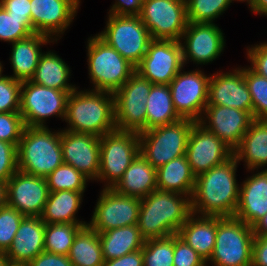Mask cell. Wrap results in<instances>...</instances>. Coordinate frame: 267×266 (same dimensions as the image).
<instances>
[{
    "label": "cell",
    "instance_id": "11a10c76",
    "mask_svg": "<svg viewBox=\"0 0 267 266\" xmlns=\"http://www.w3.org/2000/svg\"><path fill=\"white\" fill-rule=\"evenodd\" d=\"M7 205V183L0 181V208Z\"/></svg>",
    "mask_w": 267,
    "mask_h": 266
},
{
    "label": "cell",
    "instance_id": "d4e9b609",
    "mask_svg": "<svg viewBox=\"0 0 267 266\" xmlns=\"http://www.w3.org/2000/svg\"><path fill=\"white\" fill-rule=\"evenodd\" d=\"M50 43L57 44L58 41L40 33L31 34L25 39L11 43L9 63L13 74L9 76L21 82L30 80L35 73L40 56L43 54L42 47L47 44L51 45Z\"/></svg>",
    "mask_w": 267,
    "mask_h": 266
},
{
    "label": "cell",
    "instance_id": "2e32d148",
    "mask_svg": "<svg viewBox=\"0 0 267 266\" xmlns=\"http://www.w3.org/2000/svg\"><path fill=\"white\" fill-rule=\"evenodd\" d=\"M183 67L180 41L152 39L135 69L152 84L169 85Z\"/></svg>",
    "mask_w": 267,
    "mask_h": 266
},
{
    "label": "cell",
    "instance_id": "1f68e13d",
    "mask_svg": "<svg viewBox=\"0 0 267 266\" xmlns=\"http://www.w3.org/2000/svg\"><path fill=\"white\" fill-rule=\"evenodd\" d=\"M99 239L105 261L141 250L145 243L137 225L119 227L99 233Z\"/></svg>",
    "mask_w": 267,
    "mask_h": 266
},
{
    "label": "cell",
    "instance_id": "9a60e30c",
    "mask_svg": "<svg viewBox=\"0 0 267 266\" xmlns=\"http://www.w3.org/2000/svg\"><path fill=\"white\" fill-rule=\"evenodd\" d=\"M224 35L217 24L188 22L180 39L184 67L193 62L201 68L216 61L225 50Z\"/></svg>",
    "mask_w": 267,
    "mask_h": 266
},
{
    "label": "cell",
    "instance_id": "9f6ffc18",
    "mask_svg": "<svg viewBox=\"0 0 267 266\" xmlns=\"http://www.w3.org/2000/svg\"><path fill=\"white\" fill-rule=\"evenodd\" d=\"M10 260L7 258L6 252H0V266H11Z\"/></svg>",
    "mask_w": 267,
    "mask_h": 266
},
{
    "label": "cell",
    "instance_id": "ee69618b",
    "mask_svg": "<svg viewBox=\"0 0 267 266\" xmlns=\"http://www.w3.org/2000/svg\"><path fill=\"white\" fill-rule=\"evenodd\" d=\"M173 266H207V264L191 246L175 234Z\"/></svg>",
    "mask_w": 267,
    "mask_h": 266
},
{
    "label": "cell",
    "instance_id": "52a82bcc",
    "mask_svg": "<svg viewBox=\"0 0 267 266\" xmlns=\"http://www.w3.org/2000/svg\"><path fill=\"white\" fill-rule=\"evenodd\" d=\"M196 121L181 119L173 124L139 133L140 153L155 168L186 155L187 142Z\"/></svg>",
    "mask_w": 267,
    "mask_h": 266
},
{
    "label": "cell",
    "instance_id": "7c38bea8",
    "mask_svg": "<svg viewBox=\"0 0 267 266\" xmlns=\"http://www.w3.org/2000/svg\"><path fill=\"white\" fill-rule=\"evenodd\" d=\"M200 69L183 67L169 84L174 109L182 119L199 121L207 106L211 73Z\"/></svg>",
    "mask_w": 267,
    "mask_h": 266
},
{
    "label": "cell",
    "instance_id": "8d00e7d4",
    "mask_svg": "<svg viewBox=\"0 0 267 266\" xmlns=\"http://www.w3.org/2000/svg\"><path fill=\"white\" fill-rule=\"evenodd\" d=\"M230 5L229 0H186L187 20L215 24Z\"/></svg>",
    "mask_w": 267,
    "mask_h": 266
},
{
    "label": "cell",
    "instance_id": "74e56055",
    "mask_svg": "<svg viewBox=\"0 0 267 266\" xmlns=\"http://www.w3.org/2000/svg\"><path fill=\"white\" fill-rule=\"evenodd\" d=\"M141 250L143 266H173L174 235L146 240Z\"/></svg>",
    "mask_w": 267,
    "mask_h": 266
},
{
    "label": "cell",
    "instance_id": "484cf974",
    "mask_svg": "<svg viewBox=\"0 0 267 266\" xmlns=\"http://www.w3.org/2000/svg\"><path fill=\"white\" fill-rule=\"evenodd\" d=\"M246 170L267 169V120L254 119L239 146L233 151Z\"/></svg>",
    "mask_w": 267,
    "mask_h": 266
},
{
    "label": "cell",
    "instance_id": "44dd1931",
    "mask_svg": "<svg viewBox=\"0 0 267 266\" xmlns=\"http://www.w3.org/2000/svg\"><path fill=\"white\" fill-rule=\"evenodd\" d=\"M207 105H220L248 111L252 115L253 104L244 79V66L211 74Z\"/></svg>",
    "mask_w": 267,
    "mask_h": 266
},
{
    "label": "cell",
    "instance_id": "7dc6e473",
    "mask_svg": "<svg viewBox=\"0 0 267 266\" xmlns=\"http://www.w3.org/2000/svg\"><path fill=\"white\" fill-rule=\"evenodd\" d=\"M144 0H115L107 14L139 16Z\"/></svg>",
    "mask_w": 267,
    "mask_h": 266
},
{
    "label": "cell",
    "instance_id": "30bf717a",
    "mask_svg": "<svg viewBox=\"0 0 267 266\" xmlns=\"http://www.w3.org/2000/svg\"><path fill=\"white\" fill-rule=\"evenodd\" d=\"M68 96L66 91L22 81L19 113L25 126L48 127L50 117L64 121Z\"/></svg>",
    "mask_w": 267,
    "mask_h": 266
},
{
    "label": "cell",
    "instance_id": "d6986e66",
    "mask_svg": "<svg viewBox=\"0 0 267 266\" xmlns=\"http://www.w3.org/2000/svg\"><path fill=\"white\" fill-rule=\"evenodd\" d=\"M60 142L63 163L96 182L100 170V137L60 128Z\"/></svg>",
    "mask_w": 267,
    "mask_h": 266
},
{
    "label": "cell",
    "instance_id": "f1b7e54d",
    "mask_svg": "<svg viewBox=\"0 0 267 266\" xmlns=\"http://www.w3.org/2000/svg\"><path fill=\"white\" fill-rule=\"evenodd\" d=\"M71 68L57 54L55 50L43 51L33 77L30 79L35 84L57 90L66 91L69 94L78 86L70 82Z\"/></svg>",
    "mask_w": 267,
    "mask_h": 266
},
{
    "label": "cell",
    "instance_id": "f546056e",
    "mask_svg": "<svg viewBox=\"0 0 267 266\" xmlns=\"http://www.w3.org/2000/svg\"><path fill=\"white\" fill-rule=\"evenodd\" d=\"M83 198L84 192L68 190L49 192L40 218L45 224L88 223L78 218V210L81 208Z\"/></svg>",
    "mask_w": 267,
    "mask_h": 266
},
{
    "label": "cell",
    "instance_id": "ac0fdd59",
    "mask_svg": "<svg viewBox=\"0 0 267 266\" xmlns=\"http://www.w3.org/2000/svg\"><path fill=\"white\" fill-rule=\"evenodd\" d=\"M80 5L78 0H30L33 32L60 40L73 24Z\"/></svg>",
    "mask_w": 267,
    "mask_h": 266
},
{
    "label": "cell",
    "instance_id": "f35d334b",
    "mask_svg": "<svg viewBox=\"0 0 267 266\" xmlns=\"http://www.w3.org/2000/svg\"><path fill=\"white\" fill-rule=\"evenodd\" d=\"M244 79L251 95L254 119L267 120V78L258 75L249 66H244Z\"/></svg>",
    "mask_w": 267,
    "mask_h": 266
},
{
    "label": "cell",
    "instance_id": "f907efd6",
    "mask_svg": "<svg viewBox=\"0 0 267 266\" xmlns=\"http://www.w3.org/2000/svg\"><path fill=\"white\" fill-rule=\"evenodd\" d=\"M251 266H267V236L254 237Z\"/></svg>",
    "mask_w": 267,
    "mask_h": 266
},
{
    "label": "cell",
    "instance_id": "f5cc1de1",
    "mask_svg": "<svg viewBox=\"0 0 267 266\" xmlns=\"http://www.w3.org/2000/svg\"><path fill=\"white\" fill-rule=\"evenodd\" d=\"M252 231L254 236H267V213L252 226Z\"/></svg>",
    "mask_w": 267,
    "mask_h": 266
},
{
    "label": "cell",
    "instance_id": "4fadbf2b",
    "mask_svg": "<svg viewBox=\"0 0 267 266\" xmlns=\"http://www.w3.org/2000/svg\"><path fill=\"white\" fill-rule=\"evenodd\" d=\"M139 16L152 39L180 41L188 24L186 0H144Z\"/></svg>",
    "mask_w": 267,
    "mask_h": 266
},
{
    "label": "cell",
    "instance_id": "ba28073f",
    "mask_svg": "<svg viewBox=\"0 0 267 266\" xmlns=\"http://www.w3.org/2000/svg\"><path fill=\"white\" fill-rule=\"evenodd\" d=\"M106 19L104 29L96 35L136 67L152 40L140 16L107 14Z\"/></svg>",
    "mask_w": 267,
    "mask_h": 266
},
{
    "label": "cell",
    "instance_id": "680465c9",
    "mask_svg": "<svg viewBox=\"0 0 267 266\" xmlns=\"http://www.w3.org/2000/svg\"><path fill=\"white\" fill-rule=\"evenodd\" d=\"M3 61H0V79L3 78L5 75H4V64L2 63Z\"/></svg>",
    "mask_w": 267,
    "mask_h": 266
},
{
    "label": "cell",
    "instance_id": "9c48e42d",
    "mask_svg": "<svg viewBox=\"0 0 267 266\" xmlns=\"http://www.w3.org/2000/svg\"><path fill=\"white\" fill-rule=\"evenodd\" d=\"M140 153L139 133L115 129L100 137V170L97 183L113 188Z\"/></svg>",
    "mask_w": 267,
    "mask_h": 266
},
{
    "label": "cell",
    "instance_id": "f6af8a7d",
    "mask_svg": "<svg viewBox=\"0 0 267 266\" xmlns=\"http://www.w3.org/2000/svg\"><path fill=\"white\" fill-rule=\"evenodd\" d=\"M17 146L0 140V181L7 182L18 171Z\"/></svg>",
    "mask_w": 267,
    "mask_h": 266
},
{
    "label": "cell",
    "instance_id": "4316f807",
    "mask_svg": "<svg viewBox=\"0 0 267 266\" xmlns=\"http://www.w3.org/2000/svg\"><path fill=\"white\" fill-rule=\"evenodd\" d=\"M218 216L191 214L177 235L191 246L206 262L210 259L216 241Z\"/></svg>",
    "mask_w": 267,
    "mask_h": 266
},
{
    "label": "cell",
    "instance_id": "681fc988",
    "mask_svg": "<svg viewBox=\"0 0 267 266\" xmlns=\"http://www.w3.org/2000/svg\"><path fill=\"white\" fill-rule=\"evenodd\" d=\"M0 5L16 18H31L30 0H0Z\"/></svg>",
    "mask_w": 267,
    "mask_h": 266
},
{
    "label": "cell",
    "instance_id": "7a4b0ae2",
    "mask_svg": "<svg viewBox=\"0 0 267 266\" xmlns=\"http://www.w3.org/2000/svg\"><path fill=\"white\" fill-rule=\"evenodd\" d=\"M191 214L190 196L157 189L141 198L137 226L145 241L162 239L177 234Z\"/></svg>",
    "mask_w": 267,
    "mask_h": 266
},
{
    "label": "cell",
    "instance_id": "83f0119b",
    "mask_svg": "<svg viewBox=\"0 0 267 266\" xmlns=\"http://www.w3.org/2000/svg\"><path fill=\"white\" fill-rule=\"evenodd\" d=\"M113 189L121 195L144 198L157 190L156 169L139 153Z\"/></svg>",
    "mask_w": 267,
    "mask_h": 266
},
{
    "label": "cell",
    "instance_id": "7bdbcfd3",
    "mask_svg": "<svg viewBox=\"0 0 267 266\" xmlns=\"http://www.w3.org/2000/svg\"><path fill=\"white\" fill-rule=\"evenodd\" d=\"M25 127L23 117L19 112L0 113V140L18 147Z\"/></svg>",
    "mask_w": 267,
    "mask_h": 266
},
{
    "label": "cell",
    "instance_id": "c3c4849f",
    "mask_svg": "<svg viewBox=\"0 0 267 266\" xmlns=\"http://www.w3.org/2000/svg\"><path fill=\"white\" fill-rule=\"evenodd\" d=\"M27 266H73L72 262L66 255H59L54 253H49L43 251L32 261H30Z\"/></svg>",
    "mask_w": 267,
    "mask_h": 266
},
{
    "label": "cell",
    "instance_id": "d590c367",
    "mask_svg": "<svg viewBox=\"0 0 267 266\" xmlns=\"http://www.w3.org/2000/svg\"><path fill=\"white\" fill-rule=\"evenodd\" d=\"M49 192L62 190L86 192L87 185L91 182L72 165L62 163L53 172L45 177Z\"/></svg>",
    "mask_w": 267,
    "mask_h": 266
},
{
    "label": "cell",
    "instance_id": "db71d44e",
    "mask_svg": "<svg viewBox=\"0 0 267 266\" xmlns=\"http://www.w3.org/2000/svg\"><path fill=\"white\" fill-rule=\"evenodd\" d=\"M250 12L254 15L267 17V0H252Z\"/></svg>",
    "mask_w": 267,
    "mask_h": 266
},
{
    "label": "cell",
    "instance_id": "3957f363",
    "mask_svg": "<svg viewBox=\"0 0 267 266\" xmlns=\"http://www.w3.org/2000/svg\"><path fill=\"white\" fill-rule=\"evenodd\" d=\"M67 99L64 130L101 137L116 129L114 95L111 92L79 89Z\"/></svg>",
    "mask_w": 267,
    "mask_h": 266
},
{
    "label": "cell",
    "instance_id": "277c9868",
    "mask_svg": "<svg viewBox=\"0 0 267 266\" xmlns=\"http://www.w3.org/2000/svg\"><path fill=\"white\" fill-rule=\"evenodd\" d=\"M18 170L46 177L63 163L60 129L26 126L17 147Z\"/></svg>",
    "mask_w": 267,
    "mask_h": 266
},
{
    "label": "cell",
    "instance_id": "b9f144b4",
    "mask_svg": "<svg viewBox=\"0 0 267 266\" xmlns=\"http://www.w3.org/2000/svg\"><path fill=\"white\" fill-rule=\"evenodd\" d=\"M22 82L5 75L0 79V113L20 112Z\"/></svg>",
    "mask_w": 267,
    "mask_h": 266
},
{
    "label": "cell",
    "instance_id": "ab89813d",
    "mask_svg": "<svg viewBox=\"0 0 267 266\" xmlns=\"http://www.w3.org/2000/svg\"><path fill=\"white\" fill-rule=\"evenodd\" d=\"M31 34H34L31 18L13 17L0 5V41L11 44Z\"/></svg>",
    "mask_w": 267,
    "mask_h": 266
},
{
    "label": "cell",
    "instance_id": "4dcf8cb0",
    "mask_svg": "<svg viewBox=\"0 0 267 266\" xmlns=\"http://www.w3.org/2000/svg\"><path fill=\"white\" fill-rule=\"evenodd\" d=\"M196 176L186 155L175 158L156 169L157 189L192 197Z\"/></svg>",
    "mask_w": 267,
    "mask_h": 266
},
{
    "label": "cell",
    "instance_id": "91938a15",
    "mask_svg": "<svg viewBox=\"0 0 267 266\" xmlns=\"http://www.w3.org/2000/svg\"><path fill=\"white\" fill-rule=\"evenodd\" d=\"M11 266H27V265L12 264Z\"/></svg>",
    "mask_w": 267,
    "mask_h": 266
},
{
    "label": "cell",
    "instance_id": "836d02e7",
    "mask_svg": "<svg viewBox=\"0 0 267 266\" xmlns=\"http://www.w3.org/2000/svg\"><path fill=\"white\" fill-rule=\"evenodd\" d=\"M68 258L73 266H102L105 260L99 233L83 226L73 240Z\"/></svg>",
    "mask_w": 267,
    "mask_h": 266
},
{
    "label": "cell",
    "instance_id": "8fae6325",
    "mask_svg": "<svg viewBox=\"0 0 267 266\" xmlns=\"http://www.w3.org/2000/svg\"><path fill=\"white\" fill-rule=\"evenodd\" d=\"M152 85L135 71L124 85L113 93L116 129L136 133L146 131V104Z\"/></svg>",
    "mask_w": 267,
    "mask_h": 266
},
{
    "label": "cell",
    "instance_id": "e575fe53",
    "mask_svg": "<svg viewBox=\"0 0 267 266\" xmlns=\"http://www.w3.org/2000/svg\"><path fill=\"white\" fill-rule=\"evenodd\" d=\"M87 223L45 224L44 250L68 256L78 231Z\"/></svg>",
    "mask_w": 267,
    "mask_h": 266
},
{
    "label": "cell",
    "instance_id": "5bb4252c",
    "mask_svg": "<svg viewBox=\"0 0 267 266\" xmlns=\"http://www.w3.org/2000/svg\"><path fill=\"white\" fill-rule=\"evenodd\" d=\"M87 225L102 233L111 229L137 225L141 199L102 188Z\"/></svg>",
    "mask_w": 267,
    "mask_h": 266
},
{
    "label": "cell",
    "instance_id": "e0dca14e",
    "mask_svg": "<svg viewBox=\"0 0 267 266\" xmlns=\"http://www.w3.org/2000/svg\"><path fill=\"white\" fill-rule=\"evenodd\" d=\"M232 156L233 150L218 136L198 121L193 124L188 137L186 157L195 176L224 163Z\"/></svg>",
    "mask_w": 267,
    "mask_h": 266
},
{
    "label": "cell",
    "instance_id": "d6a6232c",
    "mask_svg": "<svg viewBox=\"0 0 267 266\" xmlns=\"http://www.w3.org/2000/svg\"><path fill=\"white\" fill-rule=\"evenodd\" d=\"M181 119L174 109L169 85L153 84L147 97L146 130L173 124Z\"/></svg>",
    "mask_w": 267,
    "mask_h": 266
},
{
    "label": "cell",
    "instance_id": "816d5d0a",
    "mask_svg": "<svg viewBox=\"0 0 267 266\" xmlns=\"http://www.w3.org/2000/svg\"><path fill=\"white\" fill-rule=\"evenodd\" d=\"M102 266H143L142 250H137L120 258L105 261Z\"/></svg>",
    "mask_w": 267,
    "mask_h": 266
},
{
    "label": "cell",
    "instance_id": "8992f818",
    "mask_svg": "<svg viewBox=\"0 0 267 266\" xmlns=\"http://www.w3.org/2000/svg\"><path fill=\"white\" fill-rule=\"evenodd\" d=\"M254 233L235 216L219 217L213 253L207 266H251Z\"/></svg>",
    "mask_w": 267,
    "mask_h": 266
},
{
    "label": "cell",
    "instance_id": "ffe728a7",
    "mask_svg": "<svg viewBox=\"0 0 267 266\" xmlns=\"http://www.w3.org/2000/svg\"><path fill=\"white\" fill-rule=\"evenodd\" d=\"M6 183L7 205L24 216H41L49 195L45 177L18 170Z\"/></svg>",
    "mask_w": 267,
    "mask_h": 266
},
{
    "label": "cell",
    "instance_id": "cb8c5ba5",
    "mask_svg": "<svg viewBox=\"0 0 267 266\" xmlns=\"http://www.w3.org/2000/svg\"><path fill=\"white\" fill-rule=\"evenodd\" d=\"M45 222L25 216L6 255L11 264L27 265L44 250Z\"/></svg>",
    "mask_w": 267,
    "mask_h": 266
},
{
    "label": "cell",
    "instance_id": "7402d4cb",
    "mask_svg": "<svg viewBox=\"0 0 267 266\" xmlns=\"http://www.w3.org/2000/svg\"><path fill=\"white\" fill-rule=\"evenodd\" d=\"M253 120V116L248 111L227 106L207 105L198 122L234 151Z\"/></svg>",
    "mask_w": 267,
    "mask_h": 266
},
{
    "label": "cell",
    "instance_id": "5b68a950",
    "mask_svg": "<svg viewBox=\"0 0 267 266\" xmlns=\"http://www.w3.org/2000/svg\"><path fill=\"white\" fill-rule=\"evenodd\" d=\"M86 56L89 89L114 93L136 71L135 66L96 34L87 39Z\"/></svg>",
    "mask_w": 267,
    "mask_h": 266
},
{
    "label": "cell",
    "instance_id": "bcb514c9",
    "mask_svg": "<svg viewBox=\"0 0 267 266\" xmlns=\"http://www.w3.org/2000/svg\"><path fill=\"white\" fill-rule=\"evenodd\" d=\"M248 65L258 75L267 78V41L246 46Z\"/></svg>",
    "mask_w": 267,
    "mask_h": 266
},
{
    "label": "cell",
    "instance_id": "6da1fadb",
    "mask_svg": "<svg viewBox=\"0 0 267 266\" xmlns=\"http://www.w3.org/2000/svg\"><path fill=\"white\" fill-rule=\"evenodd\" d=\"M238 161L233 155L224 163L200 173L195 179L191 210L200 216L232 217L238 207Z\"/></svg>",
    "mask_w": 267,
    "mask_h": 266
},
{
    "label": "cell",
    "instance_id": "603a6c76",
    "mask_svg": "<svg viewBox=\"0 0 267 266\" xmlns=\"http://www.w3.org/2000/svg\"><path fill=\"white\" fill-rule=\"evenodd\" d=\"M240 182L239 202L235 217L252 227L267 213V169L247 170Z\"/></svg>",
    "mask_w": 267,
    "mask_h": 266
},
{
    "label": "cell",
    "instance_id": "6f0895ef",
    "mask_svg": "<svg viewBox=\"0 0 267 266\" xmlns=\"http://www.w3.org/2000/svg\"><path fill=\"white\" fill-rule=\"evenodd\" d=\"M241 2V3H243V2H246L245 4L248 6V8L250 9V6H251V3H252V0H229V2L230 3H234V2Z\"/></svg>",
    "mask_w": 267,
    "mask_h": 266
},
{
    "label": "cell",
    "instance_id": "60d3db41",
    "mask_svg": "<svg viewBox=\"0 0 267 266\" xmlns=\"http://www.w3.org/2000/svg\"><path fill=\"white\" fill-rule=\"evenodd\" d=\"M24 217L23 214L9 205L0 208V252H7L11 247Z\"/></svg>",
    "mask_w": 267,
    "mask_h": 266
}]
</instances>
